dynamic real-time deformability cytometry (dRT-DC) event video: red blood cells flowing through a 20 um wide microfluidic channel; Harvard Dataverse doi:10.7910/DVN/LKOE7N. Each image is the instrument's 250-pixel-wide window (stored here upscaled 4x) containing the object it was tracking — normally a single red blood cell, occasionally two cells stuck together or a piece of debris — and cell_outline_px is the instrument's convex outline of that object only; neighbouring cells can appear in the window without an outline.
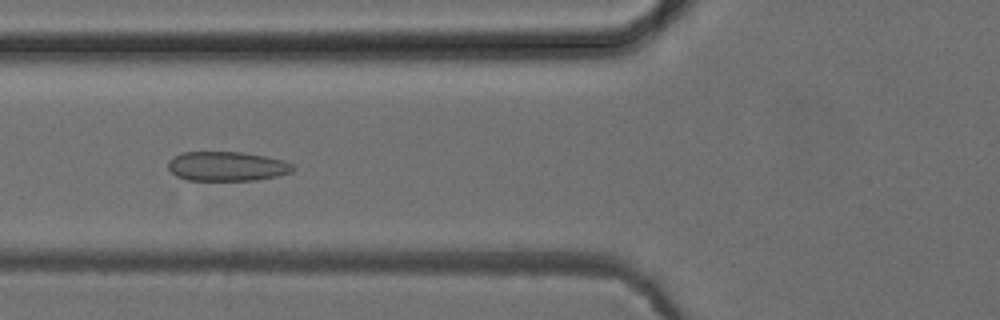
{"species": "common noctule bat (a hibernating species)", "species_latin": "Nyctalus noctula", "temperature_condition": "cold", "stored_images_in_passage": 52, "camera_frame_rate_fps": 3000, "um_per_image_px": 0.085, "animal": {"sex": "female", "body_mass_g": 24.6, "forearm_length_mm": 56.2}, "frame": {"image": 1, "passage_image": 20, "time_ms": 6.333, "image_size_px": [1000, 320], "cell_outline_px": [[296, 168], [292, 172], [276, 176], [256, 180], [188, 180], [176, 176], [168, 168], [168, 160], [172, 156], [184, 152], [244, 152], [284, 160], [292, 164]], "centroid_in_image_um": [19.28, 14.13], "position_along_channel_um": 106.5, "area_um2": 21.5}}
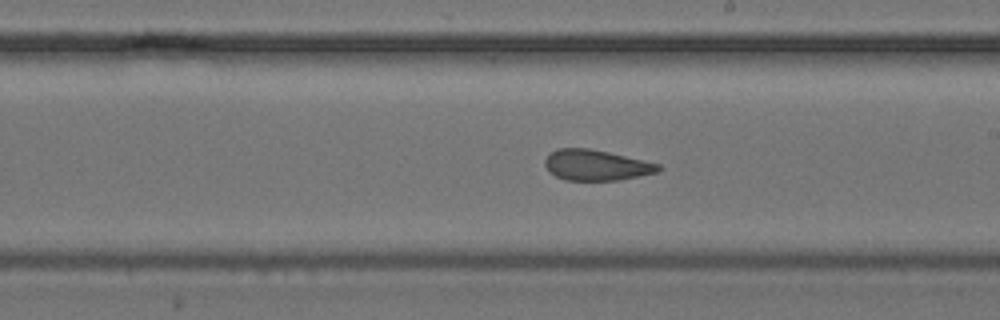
{"frame": {"image": 2, "passage_image": 30, "time_ms": 9.667, "image_size_px": [1000, 320], "cell_outline_px": [[664, 168], [660, 172], [620, 180], [564, 180], [556, 176], [544, 164], [544, 160], [556, 148], [588, 148], [608, 152], [644, 160], [660, 164]], "centroid_in_image_um": [50.74, 14.04], "position_along_channel_um": 238.3, "area_um2": 20.29}}
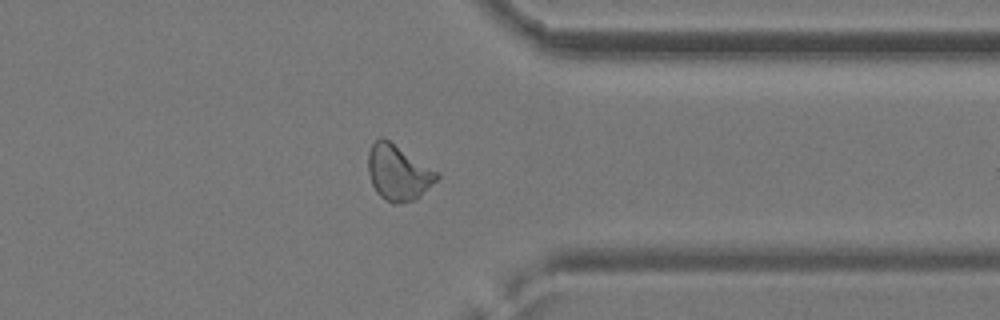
{"frame": {"image": 3, "passage_image": 41, "time_ms": 13.333, "image_size_px": [1000, 320], "cell_outline_px": [[440, 176], [416, 200], [396, 204], [392, 204], [380, 196], [376, 192], [372, 184], [368, 172], [368, 152], [372, 144], [380, 136], [384, 136], [440, 172]], "centroid_in_image_um": [33.85, 14.65], "position_along_channel_um": 377.5, "area_um2": 22.6}, "authors_computed_cell_mechanics": {"area_um2": 21.5016, "velocity_mm_per_s": 3.9507, "shape_relaxation_time_tau1_ms": 11.0503, "shape_relaxation_time_tau2_ms": 1.8298, "deformation_change_tau1": 0.1727, "deformation_change_tau2": 0.0914}}